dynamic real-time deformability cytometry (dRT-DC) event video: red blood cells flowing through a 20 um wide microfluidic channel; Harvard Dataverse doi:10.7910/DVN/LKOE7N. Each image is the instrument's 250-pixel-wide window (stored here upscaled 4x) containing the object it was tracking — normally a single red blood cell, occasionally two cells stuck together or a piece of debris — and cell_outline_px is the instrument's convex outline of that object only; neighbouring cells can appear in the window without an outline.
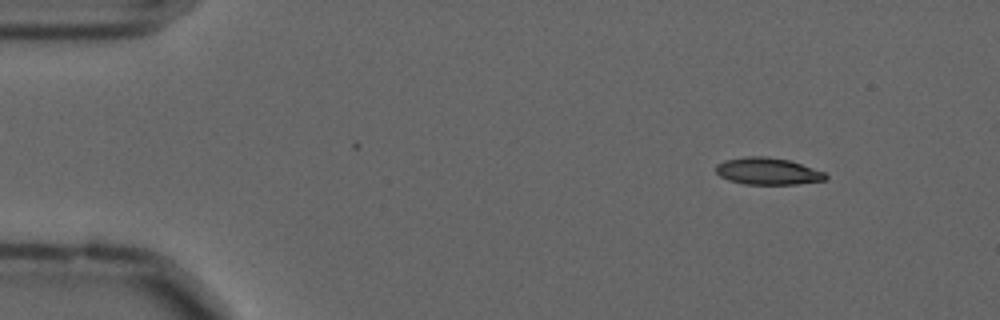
{"species": "common noctule bat (a hibernating species)", "species_latin": "Nyctalus noctula", "temperature_condition": "cold", "stored_images_in_passage": 56, "camera_frame_rate_fps": 3000, "um_per_image_px": 0.085, "animal": {"sex": "male", "forearm_length_mm": 52.5}, "frame": {"image": 1, "passage_image": 6, "time_ms": 1.667, "image_size_px": [1000, 320], "cell_outline_px": [[828, 176], [824, 180], [796, 184], [744, 184], [728, 180], [720, 176], [716, 172], [716, 164], [724, 160], [744, 156], [768, 156], [788, 160], [824, 172]], "centroid_in_image_um": [65.21, 14.55], "position_along_channel_um": 19.8, "area_um2": 17.17}}
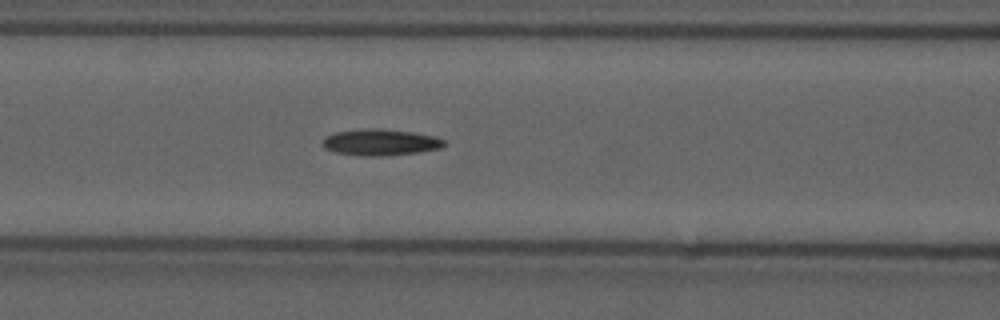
{"frame": {"image": 2, "passage_image": 23, "time_ms": 7.333, "image_size_px": [1000, 320], "cell_outline_px": [[448, 144], [440, 148], [416, 152], [380, 156], [364, 156], [336, 152], [324, 148], [324, 140], [328, 136], [336, 132], [372, 128], [380, 128], [412, 132], [436, 136], [444, 140]], "centroid_in_image_um": [32.39, 12.09], "position_along_channel_um": 134.2, "area_um2": 18.38}}
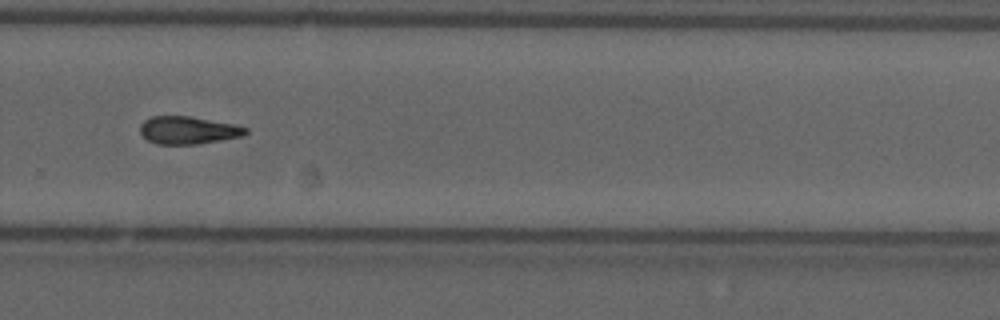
{"frame": {"image": 3, "passage_image": 38, "time_ms": 12.333, "image_size_px": [1000, 320], "cell_outline_px": [[248, 132], [244, 136], [196, 144], [156, 144], [148, 140], [140, 132], [140, 124], [144, 120], [152, 116], [188, 116], [236, 124], [248, 128]], "centroid_in_image_um": [16.0, 11.06], "position_along_channel_um": 313.8, "area_um2": 17.05}}